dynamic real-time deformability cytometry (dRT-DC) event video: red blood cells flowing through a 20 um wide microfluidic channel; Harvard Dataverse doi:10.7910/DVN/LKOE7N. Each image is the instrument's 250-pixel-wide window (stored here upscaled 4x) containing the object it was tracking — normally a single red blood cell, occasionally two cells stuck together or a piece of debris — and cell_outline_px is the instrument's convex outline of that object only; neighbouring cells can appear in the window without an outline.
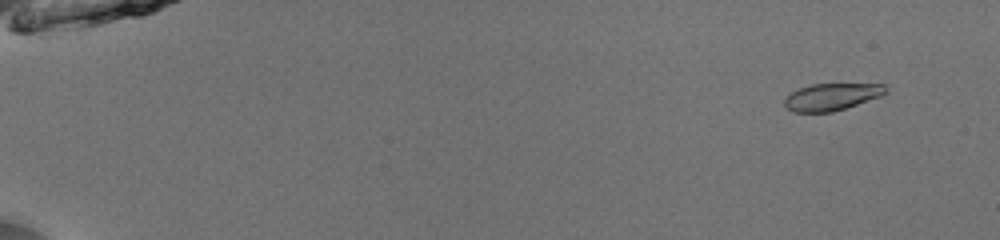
{"species": "common noctule bat (a hibernating species)", "species_latin": "Nyctalus noctula", "temperature_condition": "room temperature", "stored_images_in_passage": 54, "camera_frame_rate_fps": 3000, "um_per_image_px": 0.085, "animal": {"sex": "male", "body_mass_g": 13.0, "forearm_length_mm": 53.1}, "frame": {"image": 1, "passage_image": 5, "time_ms": 1.333, "image_size_px": [1000, 240], "cell_outline_px": [[888, 92], [880, 96], [832, 112], [792, 112], [784, 104], [784, 100], [792, 92], [800, 88], [812, 84], [884, 84], [888, 88]], "centroid_in_image_um": [70.7, 8.22], "position_along_channel_um": 14.3, "area_um2": 15.72}}
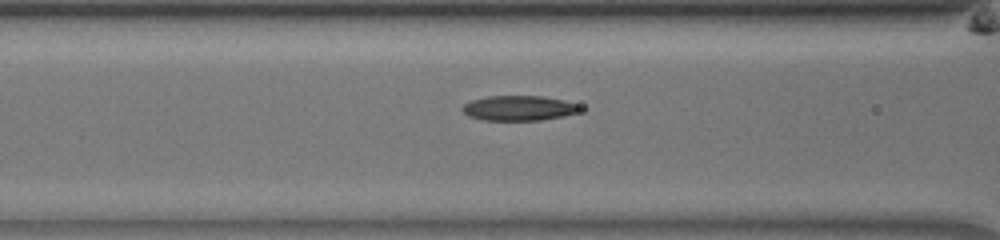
{"frame": {"image": 2, "passage_image": 25, "time_ms": 8.0, "image_size_px": [1000, 240], "cell_outline_px": [[584, 108], [576, 112], [564, 116], [540, 120], [484, 120], [468, 116], [460, 108], [464, 104], [472, 100], [488, 96], [544, 96], [564, 100], [576, 104]], "centroid_in_image_um": [44.1, 9.18], "position_along_channel_um": 122.5, "area_um2": 17.11}}
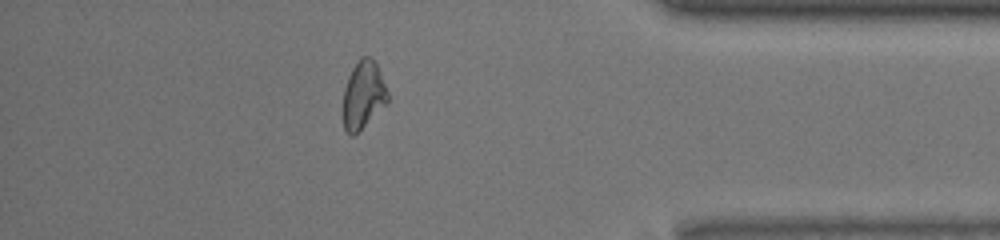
{"frame": {"image": 3, "passage_image": 48, "time_ms": 15.667, "image_size_px": [1000, 240], "cell_outline_px": [[388, 104], [352, 136], [348, 136], [344, 128], [344, 88], [348, 76], [352, 68], [360, 56], [372, 56], [376, 64], [388, 92]], "centroid_in_image_um": [30.88, 8.05], "position_along_channel_um": 404.3, "area_um2": 17.57}, "authors_computed_cell_mechanics": {"area_um2": 17.3111, "velocity_mm_per_s": 3.962, "shape_relaxation_time_tau1_ms": 8.6865, "shape_relaxation_time_tau2_ms": 4.4648, "deformation_change_tau1": 0.2207, "deformation_change_tau2": 0.079}}